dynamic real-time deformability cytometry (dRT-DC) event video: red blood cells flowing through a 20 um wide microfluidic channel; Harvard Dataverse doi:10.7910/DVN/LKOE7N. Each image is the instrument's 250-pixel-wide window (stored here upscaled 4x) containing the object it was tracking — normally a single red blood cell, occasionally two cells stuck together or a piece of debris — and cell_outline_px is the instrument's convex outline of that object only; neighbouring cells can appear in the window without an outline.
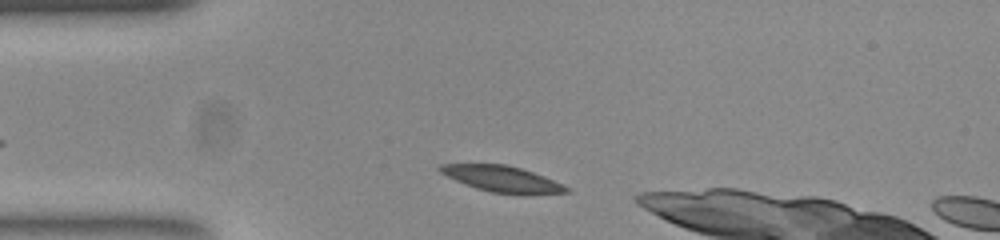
{"species": "common noctule bat (a hibernating species)", "species_latin": "Nyctalus noctula", "temperature_condition": "room temperature", "stored_images_in_passage": 6, "camera_frame_rate_fps": 3000, "um_per_image_px": 0.085, "animal": {"sex": "female", "body_mass_g": 23.0, "forearm_length_mm": 53.4}, "frame": {"image": 1, "passage_image": 3, "time_ms": 0.667, "image_size_px": [1000, 240], "cell_outline_px": [[572, 192], [492, 192], [476, 188], [456, 180], [440, 172], [436, 168], [440, 164], [508, 164], [544, 176], [568, 188]], "centroid_in_image_um": [42.57, 15.15], "position_along_channel_um": 42.4, "area_um2": 18.15}}